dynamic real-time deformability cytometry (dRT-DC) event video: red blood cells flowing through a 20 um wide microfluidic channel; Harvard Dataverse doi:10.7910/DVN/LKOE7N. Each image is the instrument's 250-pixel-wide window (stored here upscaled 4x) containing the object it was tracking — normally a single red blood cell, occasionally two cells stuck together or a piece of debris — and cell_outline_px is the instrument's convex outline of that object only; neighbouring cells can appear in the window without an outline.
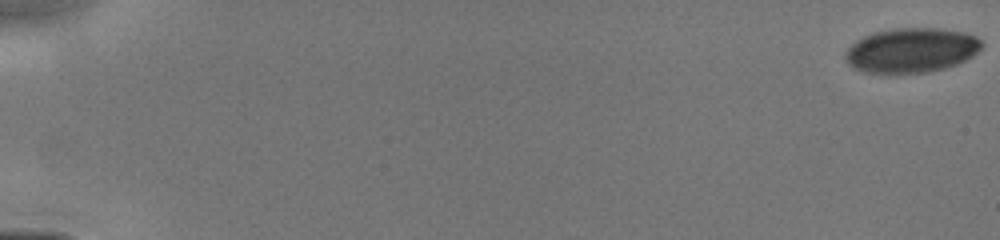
{"species": "human", "species_latin": "Homo sapiens", "temperature_condition": "cold", "stored_images_in_passage": 61, "camera_frame_rate_fps": 3000, "um_per_image_px": 0.085, "donor": {"sex": "male"}, "frame": {"image": 1, "passage_image": 1, "time_ms": 0.0, "image_size_px": [1000, 240], "cell_outline_px": [[984, 44], [972, 56], [956, 64], [944, 68], [928, 72], [868, 72], [856, 68], [848, 64], [844, 56], [844, 52], [856, 40], [864, 36], [876, 32], [896, 28], [940, 28], [964, 32], [976, 36]], "centroid_in_image_um": [77.47, 4.25], "position_along_channel_um": 7.5, "area_um2": 35.08}}
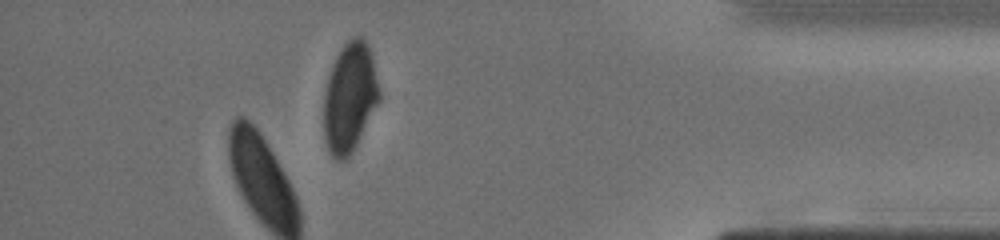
{"frame": {"image": 2, "passage_image": 55, "time_ms": 14.0, "image_size_px": [1000, 240], "cell_outline_px": [[380, 100], [356, 144], [348, 156], [344, 160], [336, 160], [328, 152], [324, 140], [324, 96], [328, 76], [332, 64], [336, 56], [344, 44], [352, 36], [360, 36], [368, 44], [372, 56], [380, 88]], "centroid_in_image_um": [29.72, 8.27], "position_along_channel_um": 405.5, "area_um2": 35.43}}